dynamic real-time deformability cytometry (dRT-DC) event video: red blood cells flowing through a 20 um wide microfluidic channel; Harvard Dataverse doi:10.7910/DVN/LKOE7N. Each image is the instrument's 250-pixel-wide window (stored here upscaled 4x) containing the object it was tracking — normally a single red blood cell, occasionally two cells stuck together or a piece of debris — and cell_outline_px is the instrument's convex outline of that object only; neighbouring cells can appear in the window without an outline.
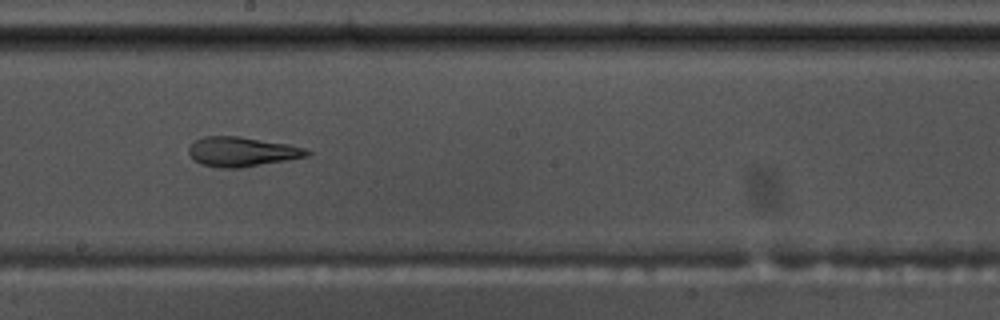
{"species": "common noctule bat (a hibernating species)", "species_latin": "Nyctalus noctula", "temperature_condition": "warm", "stored_images_in_passage": 41, "camera_frame_rate_fps": 3000, "um_per_image_px": 0.085, "animal": {"sex": "male", "body_mass_g": 17.5, "forearm_length_mm": 52.3}, "frame": {"image": 1, "passage_image": 18, "time_ms": 5.667, "image_size_px": [1000, 320], "cell_outline_px": [[312, 156], [240, 168], [220, 168], [200, 164], [188, 152], [188, 148], [196, 140], [204, 136], [240, 136], [288, 144], [304, 148], [312, 152]], "centroid_in_image_um": [20.61, 12.9], "position_along_channel_um": 227.6, "area_um2": 20.46}, "authors_computed_cell_mechanics": {"area_um2": 21.386, "velocity_mm_per_s": 3.6558, "shape_relaxation_time_tau1_ms": null, "shape_relaxation_time_tau2_ms": 1.9767, "deformation_change_tau1": null, "deformation_change_tau2": 0.1044}}